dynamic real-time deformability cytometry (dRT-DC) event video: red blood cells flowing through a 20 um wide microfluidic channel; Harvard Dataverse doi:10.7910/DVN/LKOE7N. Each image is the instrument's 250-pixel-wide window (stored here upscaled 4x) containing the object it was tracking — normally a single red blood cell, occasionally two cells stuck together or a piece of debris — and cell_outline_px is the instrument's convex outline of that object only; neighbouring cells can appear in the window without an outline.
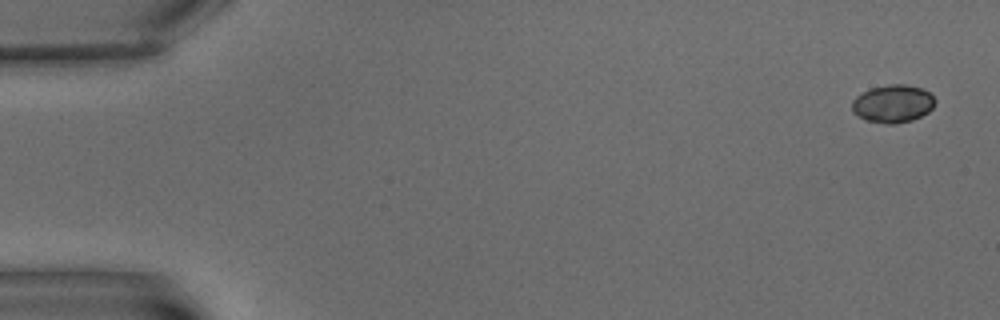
{"species": "common noctule bat (a hibernating species)", "species_latin": "Nyctalus noctula", "temperature_condition": "warm", "stored_images_in_passage": 6, "camera_frame_rate_fps": 3000, "um_per_image_px": 0.085, "animal": {"sex": "male", "body_mass_g": 15.6}, "frame": {"image": 1, "passage_image": 1, "time_ms": 0.0, "image_size_px": [1000, 320], "cell_outline_px": [[936, 100], [932, 108], [928, 112], [912, 120], [896, 124], [888, 124], [868, 120], [852, 112], [852, 100], [856, 96], [868, 88], [888, 84], [904, 84], [924, 88]], "centroid_in_image_um": [75.89, 8.79], "position_along_channel_um": 9.1, "area_um2": 18.38}}
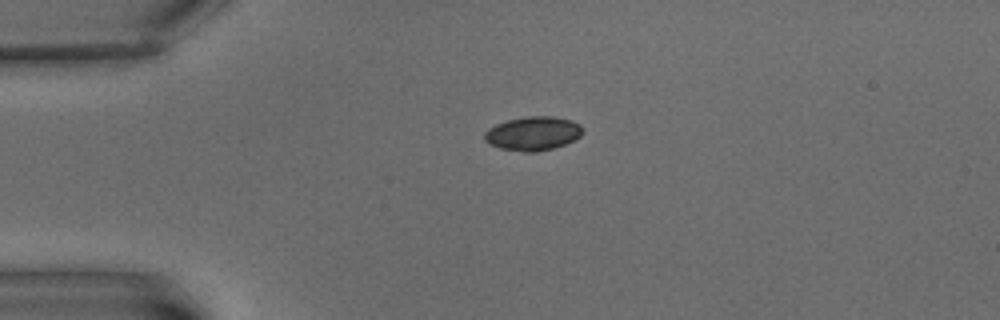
{"frame": {"image": 2, "passage_image": 5, "time_ms": 4.667, "image_size_px": [1000, 320], "cell_outline_px": [[584, 132], [576, 140], [552, 148], [536, 152], [524, 152], [500, 148], [488, 144], [484, 140], [484, 132], [488, 128], [496, 124], [508, 120], [524, 116], [552, 116], [572, 120], [580, 124], [584, 128]], "centroid_in_image_um": [45.31, 11.34], "position_along_channel_um": 39.7, "area_um2": 19.65}}